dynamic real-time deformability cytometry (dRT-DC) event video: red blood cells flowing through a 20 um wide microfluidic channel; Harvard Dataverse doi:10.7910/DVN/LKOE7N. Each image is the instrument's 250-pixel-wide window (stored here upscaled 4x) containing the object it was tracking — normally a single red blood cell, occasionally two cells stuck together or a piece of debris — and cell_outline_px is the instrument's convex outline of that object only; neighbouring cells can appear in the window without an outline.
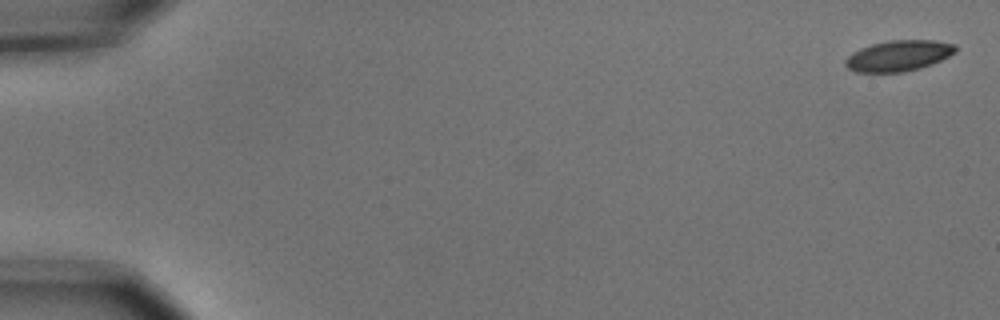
{"species": "common noctule bat (a hibernating species)", "species_latin": "Nyctalus noctula", "temperature_condition": "cold", "stored_images_in_passage": 7, "camera_frame_rate_fps": 3000, "um_per_image_px": 0.085, "animal": {"sex": "male", "body_mass_g": 15.6}, "frame": {"image": 1, "passage_image": 1, "time_ms": 0.0, "image_size_px": [1000, 320], "cell_outline_px": [[956, 52], [932, 64], [920, 68], [904, 72], [856, 72], [848, 68], [844, 64], [844, 60], [852, 52], [860, 48], [872, 44], [888, 40], [936, 40], [956, 44]], "centroid_in_image_um": [76.37, 4.73], "position_along_channel_um": 8.6, "area_um2": 19.88}}
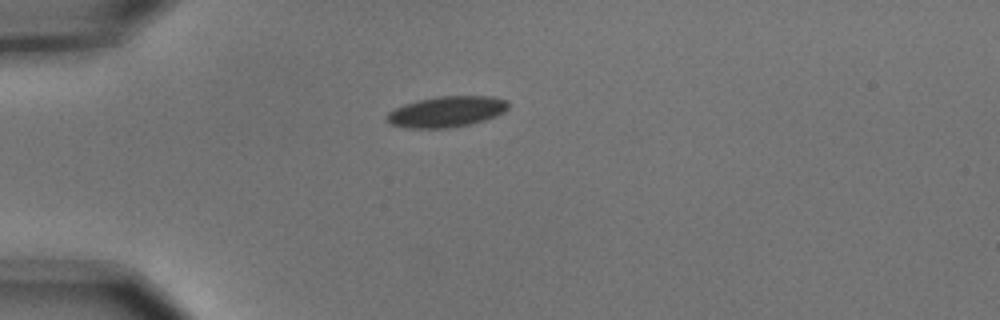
{"frame": {"image": 2, "passage_image": 5, "time_ms": 1.333, "image_size_px": [1000, 320], "cell_outline_px": [[508, 108], [504, 112], [496, 116], [484, 120], [468, 124], [448, 128], [404, 128], [392, 124], [384, 120], [388, 112], [404, 104], [436, 96], [492, 96], [508, 100]], "centroid_in_image_um": [37.95, 9.49], "position_along_channel_um": 47.0, "area_um2": 21.85}}
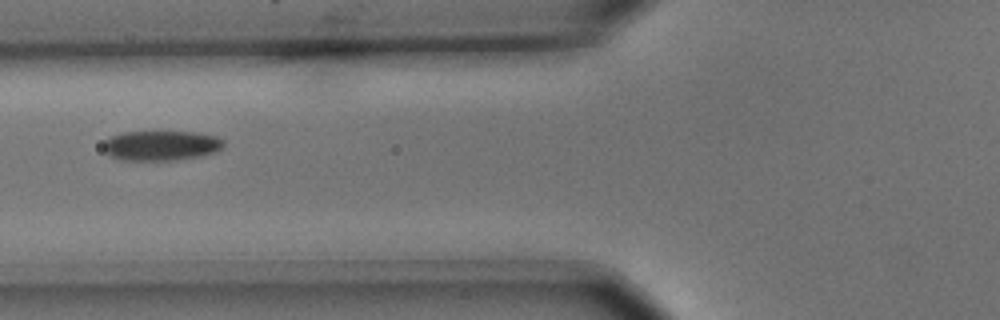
{"frame": {"image": 3, "passage_image": 7, "time_ms": 2.0, "image_size_px": [1000, 320], "cell_outline_px": [[224, 144], [216, 152], [200, 156], [176, 160], [120, 160], [108, 156], [104, 152], [104, 140], [112, 136], [124, 132], [196, 132], [216, 136], [224, 140]], "centroid_in_image_um": [13.67, 12.38], "position_along_channel_um": 112.1, "area_um2": 21.04}}